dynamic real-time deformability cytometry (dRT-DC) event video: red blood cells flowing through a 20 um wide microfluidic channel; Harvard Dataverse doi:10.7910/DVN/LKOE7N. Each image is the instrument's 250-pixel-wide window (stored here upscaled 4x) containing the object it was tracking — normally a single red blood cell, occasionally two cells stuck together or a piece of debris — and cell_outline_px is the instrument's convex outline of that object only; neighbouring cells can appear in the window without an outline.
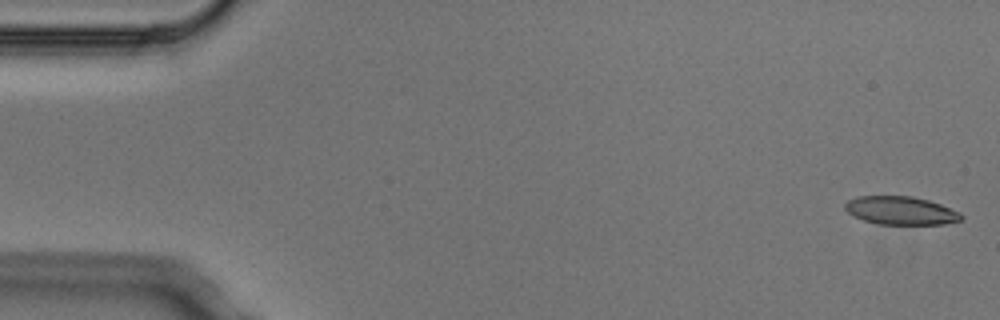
{"species": "Egyptian fruit bat (a non-hibernating species)", "species_latin": "Rousettus aegyptiacus", "temperature_condition": "cold", "stored_images_in_passage": 4, "camera_frame_rate_fps": 3000, "um_per_image_px": 0.085, "animal": {"sex": "male"}, "frame": {"image": 1, "passage_image": 1, "time_ms": 0.0, "image_size_px": [1000, 320], "cell_outline_px": [[964, 216], [960, 220], [944, 224], [880, 224], [864, 220], [848, 212], [844, 208], [844, 204], [848, 200], [856, 196], [912, 196], [928, 200], [940, 204], [960, 212]], "centroid_in_image_um": [76.57, 17.89], "position_along_channel_um": 8.4, "area_um2": 19.02}}
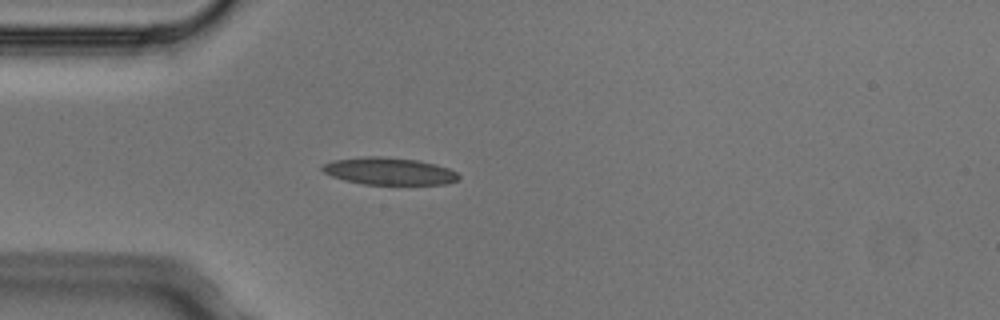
{"frame": {"image": 2, "passage_image": 4, "time_ms": 1.0, "image_size_px": [1000, 320], "cell_outline_px": [[460, 176], [456, 180], [448, 184], [364, 184], [344, 180], [332, 176], [324, 172], [320, 168], [324, 164], [332, 160], [364, 156], [380, 156], [416, 160], [436, 164], [448, 168], [456, 172]], "centroid_in_image_um": [33.05, 14.54], "position_along_channel_um": 51.9, "area_um2": 21.56}}